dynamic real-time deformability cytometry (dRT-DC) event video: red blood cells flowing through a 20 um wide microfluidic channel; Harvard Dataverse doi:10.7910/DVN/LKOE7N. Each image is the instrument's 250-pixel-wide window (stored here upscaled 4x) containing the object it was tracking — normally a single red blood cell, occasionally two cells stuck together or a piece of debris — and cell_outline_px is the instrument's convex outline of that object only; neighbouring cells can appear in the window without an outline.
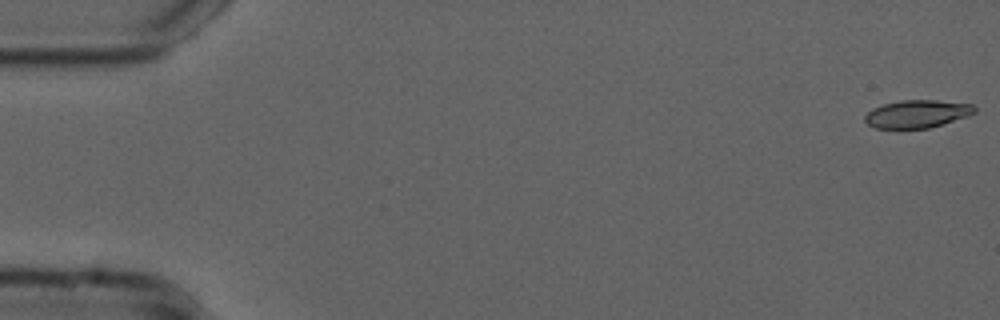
{"species": "common noctule bat (a hibernating species)", "species_latin": "Nyctalus noctula", "temperature_condition": "cold", "stored_images_in_passage": 54, "camera_frame_rate_fps": 3000, "um_per_image_px": 0.085, "animal": {"sex": "male", "forearm_length_mm": 52.5}, "frame": {"image": 1, "passage_image": 1, "time_ms": 0.0, "image_size_px": [1000, 320], "cell_outline_px": [[976, 112], [968, 116], [928, 128], [876, 128], [868, 124], [864, 120], [864, 116], [872, 108], [884, 104], [900, 100], [936, 100], [972, 104], [976, 108]], "centroid_in_image_um": [77.95, 9.67], "position_along_channel_um": 7.0, "area_um2": 17.69}}
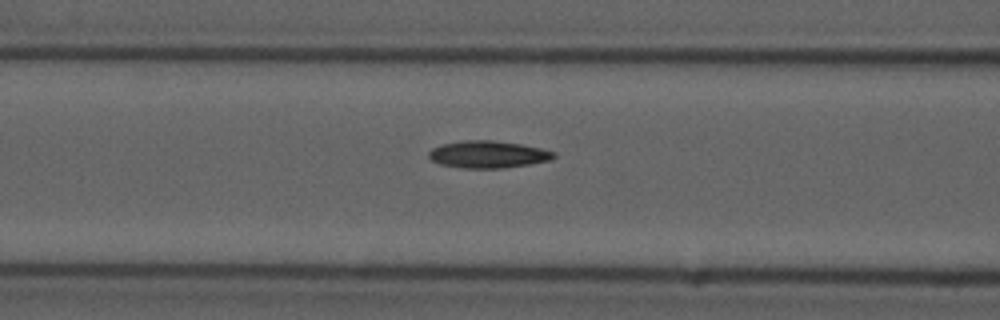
{"frame": {"image": 2, "passage_image": 22, "time_ms": 7.0, "image_size_px": [1000, 320], "cell_outline_px": [[556, 156], [552, 160], [504, 168], [460, 168], [440, 164], [432, 160], [428, 156], [428, 152], [432, 148], [444, 144], [464, 140], [492, 140], [520, 144], [540, 148], [556, 152]], "centroid_in_image_um": [41.49, 13.13], "position_along_channel_um": 125.1, "area_um2": 19.77}}
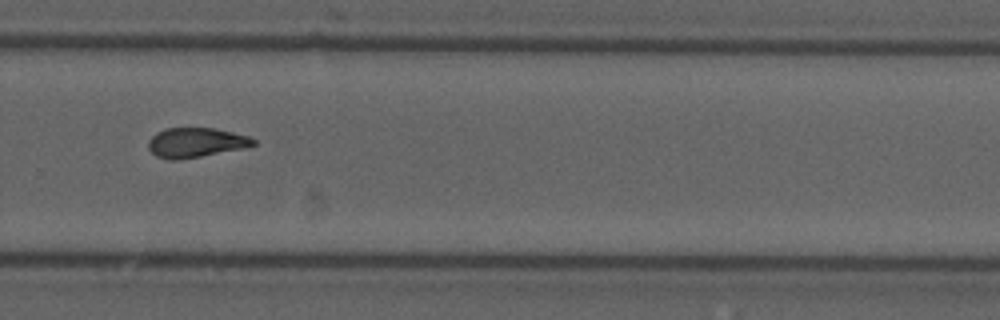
{"frame": {"image": 3, "passage_image": 37, "time_ms": 12.0, "image_size_px": [1000, 320], "cell_outline_px": [[256, 144], [244, 148], [200, 156], [176, 160], [168, 160], [156, 156], [148, 148], [148, 140], [156, 132], [164, 128], [216, 128], [248, 136], [256, 140]], "centroid_in_image_um": [16.62, 12.11], "position_along_channel_um": 313.2, "area_um2": 18.15}, "authors_computed_cell_mechanics": {"area_um2": 18.5827, "velocity_mm_per_s": 3.7679, "shape_relaxation_time_tau1_ms": null, "shape_relaxation_time_tau2_ms": 3.8114, "deformation_change_tau1": null, "deformation_change_tau2": 0.1221}}